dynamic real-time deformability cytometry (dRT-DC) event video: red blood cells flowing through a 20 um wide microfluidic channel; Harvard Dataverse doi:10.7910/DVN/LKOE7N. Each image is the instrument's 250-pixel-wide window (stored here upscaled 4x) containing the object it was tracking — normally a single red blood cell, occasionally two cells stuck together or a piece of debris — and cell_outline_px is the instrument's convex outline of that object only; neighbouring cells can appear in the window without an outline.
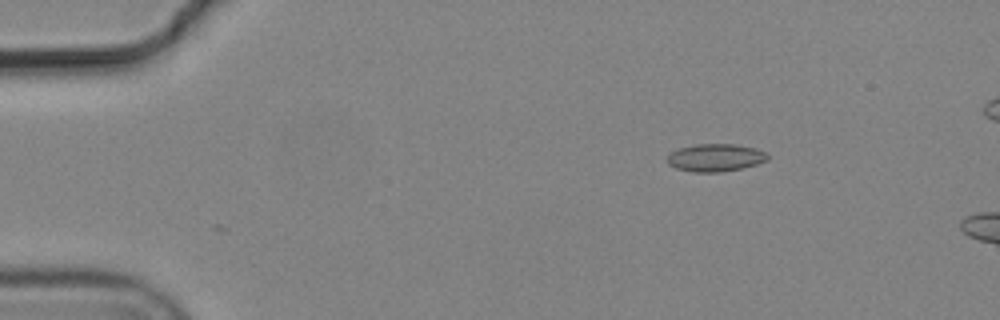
{"species": "common noctule bat (a hibernating species)", "species_latin": "Nyctalus noctula", "temperature_condition": "cold", "stored_images_in_passage": 2, "camera_frame_rate_fps": 3000, "um_per_image_px": 0.085, "animal": {"sex": "male", "body_mass_g": 19.2, "forearm_length_mm": 51.8}, "frame": {"image": 1, "passage_image": 1, "time_ms": 0.0, "image_size_px": [1000, 320], "cell_outline_px": [[768, 160], [744, 168], [720, 172], [692, 172], [676, 168], [668, 164], [668, 156], [672, 152], [680, 148], [696, 144], [736, 144], [756, 148], [768, 152]], "centroid_in_image_um": [60.86, 13.4], "position_along_channel_um": 24.1, "area_um2": 16.24}}